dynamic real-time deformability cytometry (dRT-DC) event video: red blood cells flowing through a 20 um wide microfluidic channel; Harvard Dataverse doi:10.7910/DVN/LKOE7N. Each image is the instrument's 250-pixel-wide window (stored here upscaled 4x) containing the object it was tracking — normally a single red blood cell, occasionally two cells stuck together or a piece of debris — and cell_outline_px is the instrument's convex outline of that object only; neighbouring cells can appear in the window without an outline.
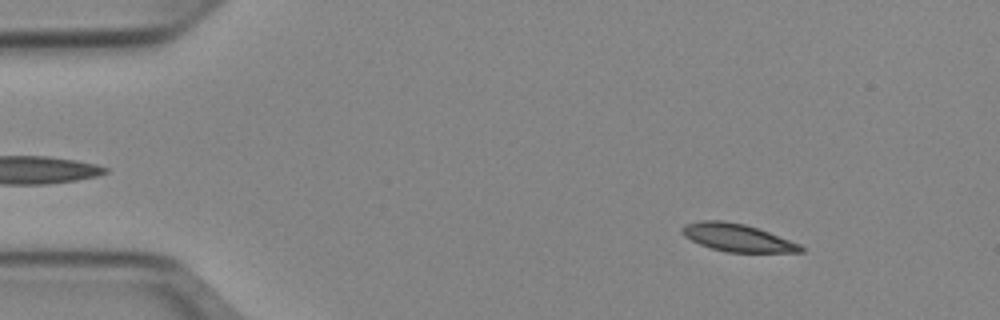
{"species": "Egyptian fruit bat (a non-hibernating species)", "species_latin": "Rousettus aegyptiacus", "temperature_condition": "cold", "stored_images_in_passage": 15, "camera_frame_rate_fps": 3000, "um_per_image_px": 0.085, "animal": {"sex": "female"}, "frame": {"image": 1, "passage_image": 6, "time_ms": 1.667, "image_size_px": [1000, 320], "cell_outline_px": [[804, 252], [728, 252], [712, 248], [700, 244], [684, 236], [680, 228], [684, 224], [700, 220], [724, 220], [744, 224], [768, 232], [800, 244], [804, 248]], "centroid_in_image_um": [62.64, 20.19], "position_along_channel_um": 22.4, "area_um2": 18.96}}